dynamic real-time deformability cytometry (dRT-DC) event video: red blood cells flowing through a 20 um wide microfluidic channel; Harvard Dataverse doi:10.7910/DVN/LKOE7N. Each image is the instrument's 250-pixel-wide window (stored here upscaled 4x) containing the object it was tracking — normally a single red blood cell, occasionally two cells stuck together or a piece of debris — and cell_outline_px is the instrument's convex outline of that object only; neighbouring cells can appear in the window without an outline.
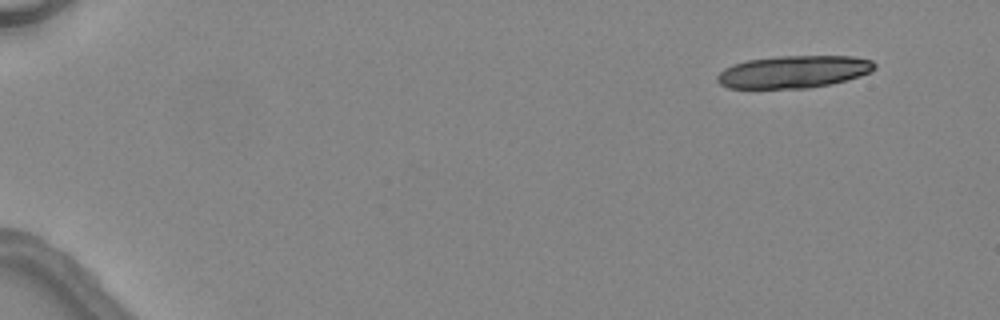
{"species": "common noctule bat (a hibernating species)", "species_latin": "Nyctalus noctula", "temperature_condition": "warm", "stored_images_in_passage": 3, "camera_frame_rate_fps": 3000, "um_per_image_px": 0.085, "animal": {"sex": "female", "body_mass_g": 24.6, "forearm_length_mm": 56.2}, "frame": {"image": 1, "passage_image": 1, "time_ms": 0.0, "image_size_px": [1000, 320], "cell_outline_px": [[876, 68], [872, 72], [860, 76], [832, 84], [808, 88], [728, 88], [720, 84], [716, 80], [716, 76], [724, 68], [732, 64], [744, 60], [780, 56], [852, 56], [872, 60], [876, 64]], "centroid_in_image_um": [67.46, 6.1], "position_along_channel_um": 17.5, "area_um2": 30.0}}